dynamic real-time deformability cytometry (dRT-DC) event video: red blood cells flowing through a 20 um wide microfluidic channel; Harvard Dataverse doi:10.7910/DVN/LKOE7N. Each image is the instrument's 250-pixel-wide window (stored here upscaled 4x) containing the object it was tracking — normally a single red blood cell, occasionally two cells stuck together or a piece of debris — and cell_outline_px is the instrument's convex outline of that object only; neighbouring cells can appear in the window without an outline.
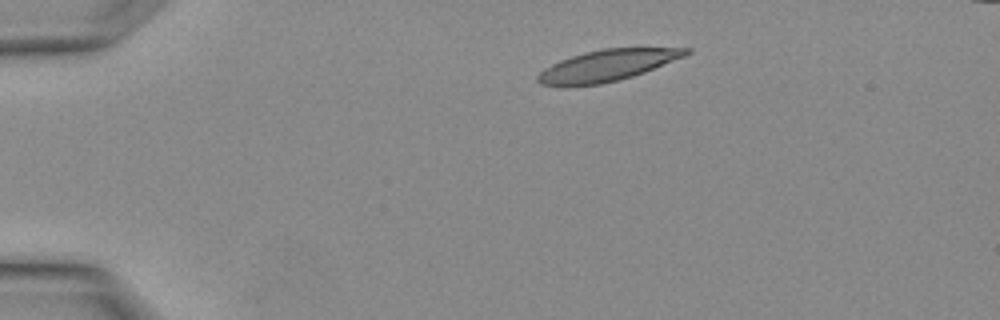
{"species": "Egyptian fruit bat (a non-hibernating species)", "species_latin": "Rousettus aegyptiacus", "temperature_condition": "warm", "stored_images_in_passage": 1, "camera_frame_rate_fps": 3000, "um_per_image_px": 0.085, "animal": {"sex": "female"}, "frame": {"image": 1, "passage_image": 1, "time_ms": 0.0, "image_size_px": [1000, 320], "cell_outline_px": [[692, 52], [684, 56], [644, 72], [632, 76], [600, 84], [564, 88], [540, 84], [536, 80], [536, 76], [544, 68], [560, 60], [572, 56], [604, 48], [692, 48]], "centroid_in_image_um": [51.54, 5.59], "position_along_channel_um": 33.5, "area_um2": 27.05}}